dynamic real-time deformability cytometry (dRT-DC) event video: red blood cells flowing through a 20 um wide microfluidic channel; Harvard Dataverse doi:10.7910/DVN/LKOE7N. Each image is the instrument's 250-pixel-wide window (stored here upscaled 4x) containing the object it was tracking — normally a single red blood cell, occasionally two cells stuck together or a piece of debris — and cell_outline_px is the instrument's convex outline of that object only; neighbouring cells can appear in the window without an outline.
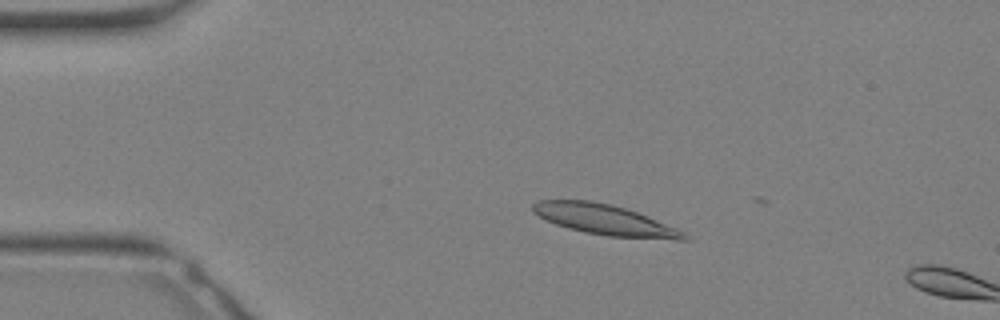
{"species": "Egyptian fruit bat (a non-hibernating species)", "species_latin": "Rousettus aegyptiacus", "temperature_condition": "warm", "stored_images_in_passage": 7, "camera_frame_rate_fps": 3000, "um_per_image_px": 0.085, "animal": {"sex": "female"}, "frame": {"image": 1, "passage_image": 6, "time_ms": 1.667, "image_size_px": [1000, 320], "cell_outline_px": [[688, 240], [676, 240], [608, 236], [584, 232], [568, 228], [556, 224], [532, 212], [532, 204], [540, 200], [588, 200], [612, 204], [648, 216], [676, 228], [684, 232], [688, 236]], "centroid_in_image_um": [51.42, 18.68], "position_along_channel_um": 33.6, "area_um2": 26.65}}